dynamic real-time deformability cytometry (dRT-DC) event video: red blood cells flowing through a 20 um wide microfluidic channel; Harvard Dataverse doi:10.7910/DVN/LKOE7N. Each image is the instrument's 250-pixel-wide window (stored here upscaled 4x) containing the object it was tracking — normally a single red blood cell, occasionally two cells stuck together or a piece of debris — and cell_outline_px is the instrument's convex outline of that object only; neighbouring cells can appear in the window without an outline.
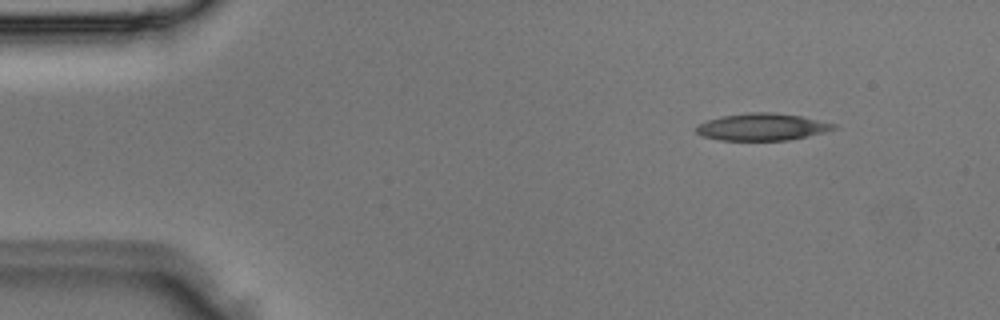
{"species": "Egyptian fruit bat (a non-hibernating species)", "species_latin": "Rousettus aegyptiacus", "temperature_condition": "room temperature", "stored_images_in_passage": 3, "camera_frame_rate_fps": 3000, "um_per_image_px": 0.085, "animal": {"sex": "male"}, "frame": {"image": 1, "passage_image": 1, "time_ms": 0.0, "image_size_px": [1000, 320], "cell_outline_px": [[836, 128], [824, 132], [808, 136], [788, 140], [720, 140], [700, 136], [696, 132], [696, 124], [720, 116], [752, 112], [772, 112], [800, 116], [836, 124]], "centroid_in_image_um": [64.73, 10.79], "position_along_channel_um": 20.3, "area_um2": 21.68}}